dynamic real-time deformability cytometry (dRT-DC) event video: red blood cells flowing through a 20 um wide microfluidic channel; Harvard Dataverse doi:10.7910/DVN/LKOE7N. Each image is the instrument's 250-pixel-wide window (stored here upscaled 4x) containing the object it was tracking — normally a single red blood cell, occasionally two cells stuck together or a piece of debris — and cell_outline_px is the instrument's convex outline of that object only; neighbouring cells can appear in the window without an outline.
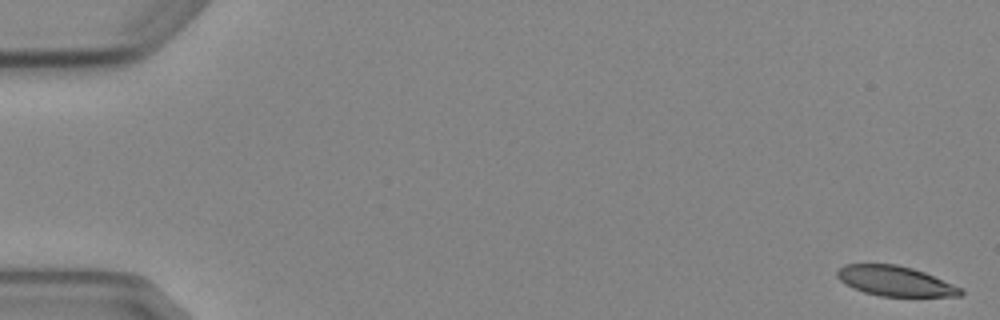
{"species": "Egyptian fruit bat (a non-hibernating species)", "species_latin": "Rousettus aegyptiacus", "temperature_condition": "cold", "stored_images_in_passage": 6, "camera_frame_rate_fps": 3000, "um_per_image_px": 0.085, "animal": {"sex": "female"}, "frame": {"image": 1, "passage_image": 1, "time_ms": 0.0, "image_size_px": [1000, 320], "cell_outline_px": [[964, 292], [960, 296], [880, 296], [864, 292], [840, 280], [836, 276], [836, 272], [844, 264], [896, 264], [912, 268], [924, 272], [964, 288]], "centroid_in_image_um": [76.13, 23.88], "position_along_channel_um": 8.9, "area_um2": 21.44}}
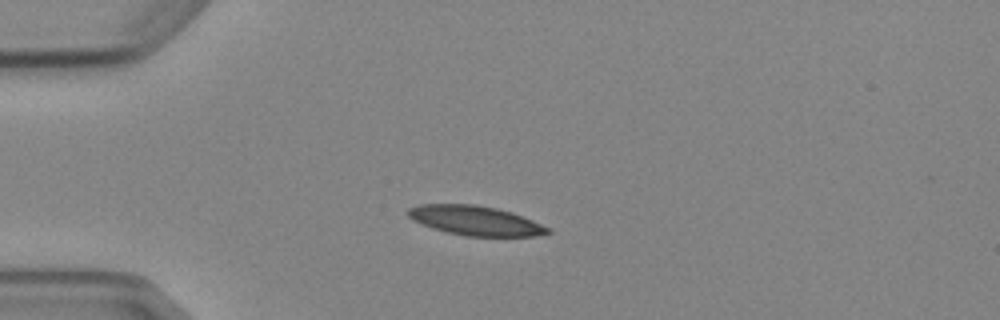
{"frame": {"image": 2, "passage_image": 4, "time_ms": 4.333, "image_size_px": [1000, 320], "cell_outline_px": [[552, 232], [536, 236], [464, 236], [432, 228], [420, 224], [412, 220], [408, 216], [408, 208], [420, 204], [476, 204], [496, 208], [512, 212], [552, 228]], "centroid_in_image_um": [40.42, 18.75], "position_along_channel_um": 44.6, "area_um2": 24.16}}
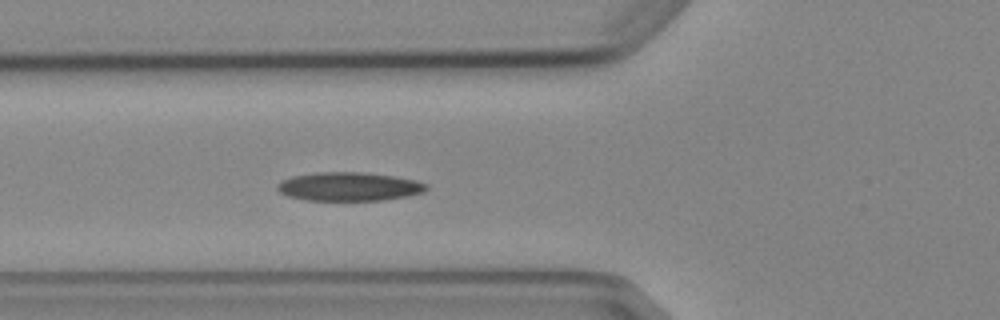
{"frame": {"image": 3, "passage_image": 6, "time_ms": 6.333, "image_size_px": [1000, 320], "cell_outline_px": [[428, 188], [424, 192], [384, 200], [304, 200], [288, 196], [280, 192], [276, 188], [276, 184], [280, 180], [292, 176], [316, 172], [364, 172], [392, 176], [416, 180], [428, 184]], "centroid_in_image_um": [29.63, 15.85], "position_along_channel_um": 96.2, "area_um2": 24.97}}